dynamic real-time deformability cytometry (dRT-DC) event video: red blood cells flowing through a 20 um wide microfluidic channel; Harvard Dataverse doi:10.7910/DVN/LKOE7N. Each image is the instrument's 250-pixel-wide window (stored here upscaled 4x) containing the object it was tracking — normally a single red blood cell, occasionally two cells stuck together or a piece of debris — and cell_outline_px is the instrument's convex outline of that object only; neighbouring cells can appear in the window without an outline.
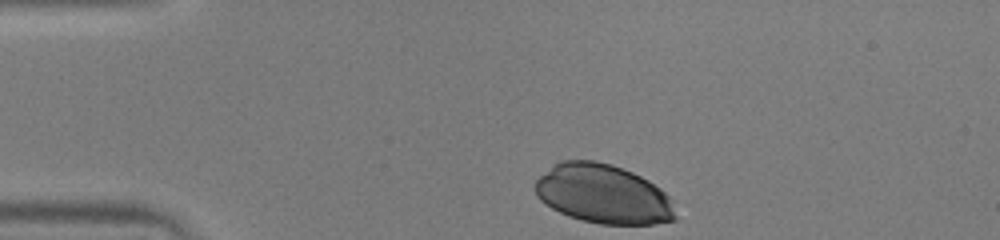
{"species": "human", "species_latin": "Homo sapiens", "temperature_condition": "warm", "stored_images_in_passage": 33, "camera_frame_rate_fps": 3000, "um_per_image_px": 0.085, "donor": {"sex": "male"}, "frame": {"image": 1, "passage_image": 1, "time_ms": 0.0, "image_size_px": [1000, 240], "cell_outline_px": [[676, 220], [652, 224], [600, 224], [568, 216], [552, 208], [540, 200], [536, 196], [536, 180], [540, 176], [560, 160], [592, 160], [612, 164], [632, 172], [648, 180], [660, 188], [668, 196], [676, 216]], "centroid_in_image_um": [51.26, 16.49], "position_along_channel_um": 33.7, "area_um2": 48.03}}
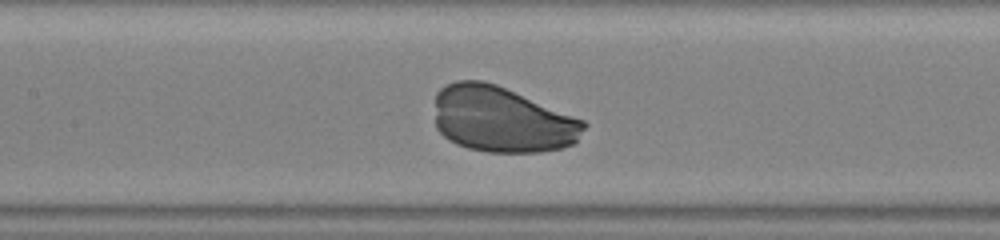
{"frame": {"image": 2, "passage_image": 15, "time_ms": 4.667, "image_size_px": [1000, 240], "cell_outline_px": [[588, 124], [576, 140], [572, 144], [560, 148], [540, 152], [488, 152], [468, 148], [456, 144], [448, 140], [436, 128], [436, 92], [440, 88], [456, 80], [484, 80], [496, 84], [584, 120]], "centroid_in_image_um": [42.64, 10.15], "position_along_channel_um": 164.8, "area_um2": 57.16}}
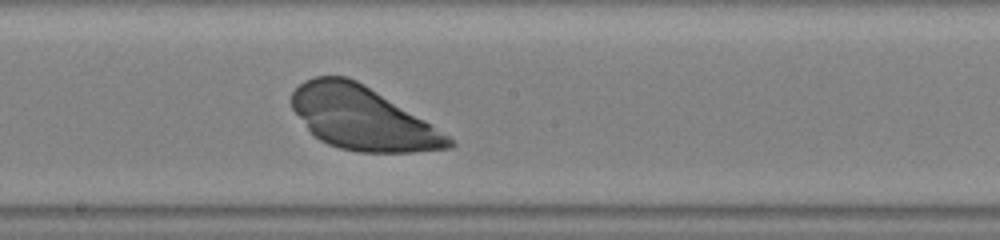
{"frame": {"image": 3, "passage_image": 19, "time_ms": 6.0, "image_size_px": [1000, 240], "cell_outline_px": [[456, 144], [452, 148], [412, 152], [356, 152], [340, 148], [328, 144], [320, 140], [308, 128], [292, 108], [292, 92], [304, 80], [316, 76], [348, 76], [364, 84], [424, 120], [448, 136]], "centroid_in_image_um": [30.78, 10.05], "position_along_channel_um": 217.4, "area_um2": 56.99}}